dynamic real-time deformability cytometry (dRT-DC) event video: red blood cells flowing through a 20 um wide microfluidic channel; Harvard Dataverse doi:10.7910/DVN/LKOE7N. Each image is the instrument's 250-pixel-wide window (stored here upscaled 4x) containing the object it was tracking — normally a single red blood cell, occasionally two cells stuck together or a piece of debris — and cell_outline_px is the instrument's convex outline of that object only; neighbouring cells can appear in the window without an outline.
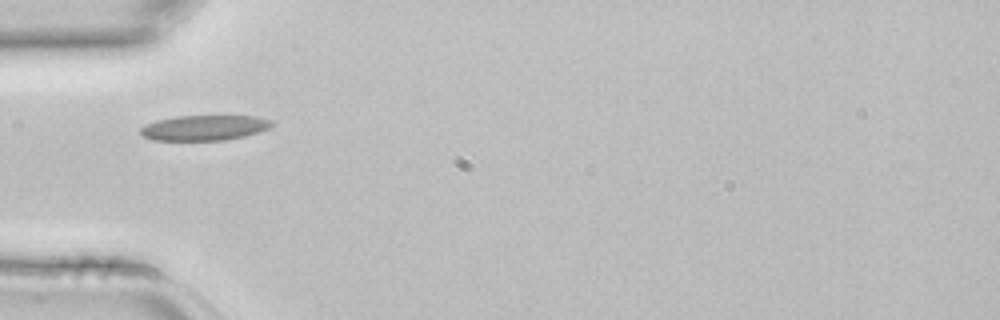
{"species": "common noctule bat (a hibernating species)", "species_latin": "Nyctalus noctula", "temperature_condition": "room temperature", "stored_images_in_passage": 1, "camera_frame_rate_fps": 3000, "um_per_image_px": 0.085, "animal": {"sex": "female", "body_mass_g": 22.7, "forearm_length_mm": 54.2}, "frame": {"image": 1, "passage_image": 1, "time_ms": 0.0, "image_size_px": [1000, 320], "cell_outline_px": [[272, 124], [268, 128], [244, 136], [224, 140], [152, 140], [144, 136], [140, 132], [140, 128], [144, 124], [156, 120], [176, 116], [256, 116], [272, 120]], "centroid_in_image_um": [17.32, 10.85], "position_along_channel_um": 67.7, "area_um2": 19.19}}